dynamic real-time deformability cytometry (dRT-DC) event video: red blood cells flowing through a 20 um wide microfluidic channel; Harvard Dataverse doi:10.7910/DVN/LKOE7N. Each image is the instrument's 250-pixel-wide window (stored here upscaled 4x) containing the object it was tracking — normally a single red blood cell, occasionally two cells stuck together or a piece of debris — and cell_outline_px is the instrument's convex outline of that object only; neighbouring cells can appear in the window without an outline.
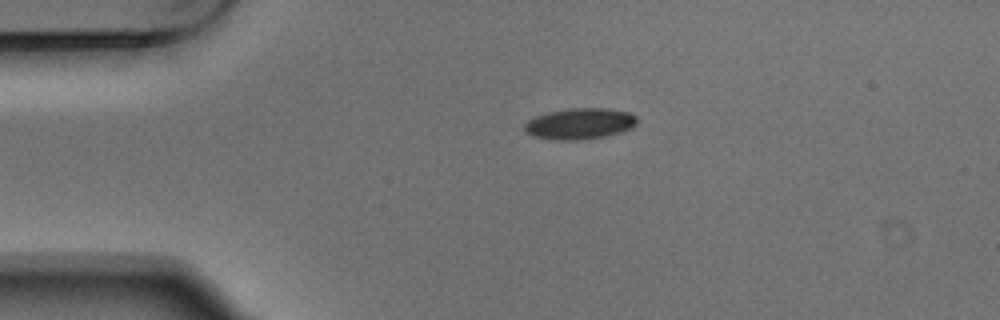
{"species": "Egyptian fruit bat (a non-hibernating species)", "species_latin": "Rousettus aegyptiacus", "temperature_condition": "warm", "stored_images_in_passage": 2, "camera_frame_rate_fps": 3000, "um_per_image_px": 0.085, "animal": {"sex": "male"}, "frame": {"image": 1, "passage_image": 1, "time_ms": 0.0, "image_size_px": [1000, 320], "cell_outline_px": [[636, 124], [632, 128], [620, 132], [604, 136], [580, 140], [560, 140], [536, 136], [528, 132], [524, 128], [524, 124], [528, 120], [536, 116], [548, 112], [568, 108], [604, 108], [628, 112], [636, 116]], "centroid_in_image_um": [49.3, 10.5], "position_along_channel_um": 35.7, "area_um2": 20.11}}